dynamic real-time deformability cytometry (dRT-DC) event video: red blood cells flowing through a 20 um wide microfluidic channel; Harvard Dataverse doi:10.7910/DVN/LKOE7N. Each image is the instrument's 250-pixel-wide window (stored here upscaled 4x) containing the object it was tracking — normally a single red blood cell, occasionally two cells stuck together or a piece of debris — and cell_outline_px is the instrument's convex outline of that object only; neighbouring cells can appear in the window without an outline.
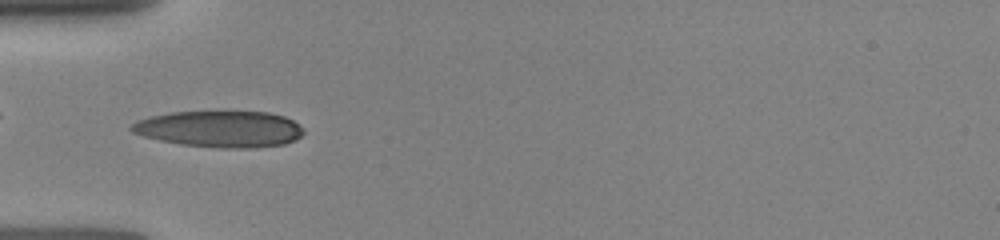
{"species": "human", "species_latin": "Homo sapiens", "temperature_condition": "room temperature", "stored_images_in_passage": 13, "camera_frame_rate_fps": 3000, "um_per_image_px": 0.085, "donor": {"sex": "female"}, "frame": {"image": 1, "passage_image": 8, "time_ms": 4.0, "image_size_px": [1000, 240], "cell_outline_px": [[304, 132], [300, 136], [284, 144], [248, 148], [220, 148], [180, 144], [160, 140], [144, 136], [132, 132], [128, 128], [136, 120], [152, 116], [172, 112], [268, 112], [284, 116], [300, 124], [304, 128]], "centroid_in_image_um": [18.68, 10.96], "position_along_channel_um": 66.3, "area_um2": 36.36}}
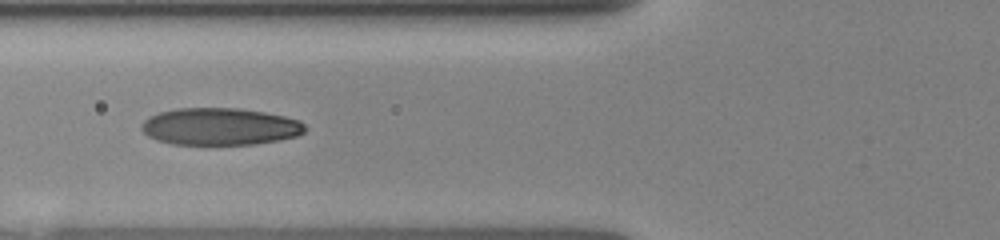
{"frame": {"image": 2, "passage_image": 10, "time_ms": 5.0, "image_size_px": [1000, 240], "cell_outline_px": [[308, 128], [304, 132], [296, 136], [280, 140], [256, 144], [172, 144], [156, 140], [148, 136], [140, 128], [140, 124], [148, 116], [160, 112], [176, 108], [240, 108], [264, 112], [284, 116], [300, 120]], "centroid_in_image_um": [18.69, 10.75], "position_along_channel_um": 107.1, "area_um2": 35.66}}
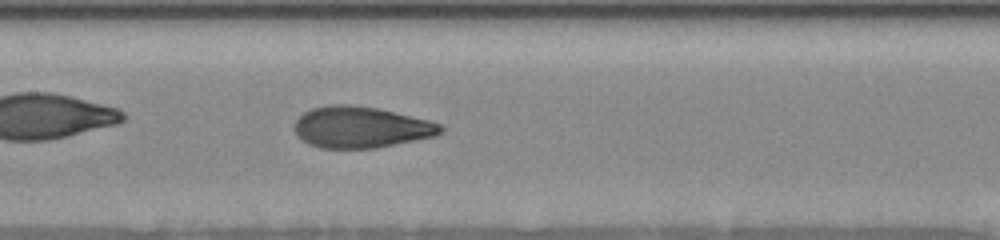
{"frame": {"image": 3, "passage_image": 13, "time_ms": 6.667, "image_size_px": [1000, 240], "cell_outline_px": [[444, 132], [436, 136], [376, 148], [320, 148], [308, 144], [296, 136], [296, 120], [304, 112], [312, 108], [332, 104], [352, 104], [380, 108], [428, 120], [440, 124], [444, 128]], "centroid_in_image_um": [30.7, 10.81], "position_along_channel_um": 176.7, "area_um2": 35.37}}